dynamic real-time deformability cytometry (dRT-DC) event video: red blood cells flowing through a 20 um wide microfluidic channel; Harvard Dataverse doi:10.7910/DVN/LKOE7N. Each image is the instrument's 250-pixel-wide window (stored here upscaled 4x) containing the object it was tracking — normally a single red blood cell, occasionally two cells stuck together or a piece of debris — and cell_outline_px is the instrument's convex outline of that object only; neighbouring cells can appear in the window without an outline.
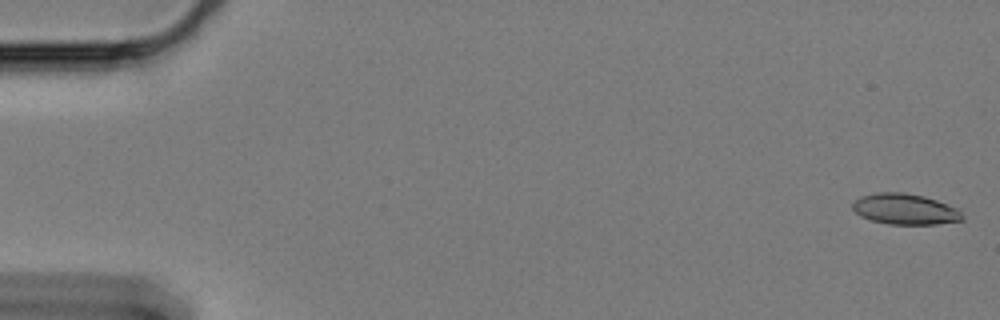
{"species": "Egyptian fruit bat (a non-hibernating species)", "species_latin": "Rousettus aegyptiacus", "temperature_condition": "cold", "stored_images_in_passage": 62, "camera_frame_rate_fps": 3000, "um_per_image_px": 0.085, "animal": {"sex": "female"}, "frame": {"image": 1, "passage_image": 2, "time_ms": 0.333, "image_size_px": [1000, 320], "cell_outline_px": [[964, 220], [936, 224], [888, 224], [872, 220], [860, 216], [852, 208], [852, 204], [860, 196], [876, 192], [904, 192], [924, 196], [960, 208], [964, 216]], "centroid_in_image_um": [76.96, 17.77], "position_along_channel_um": 8.0, "area_um2": 19.88}}
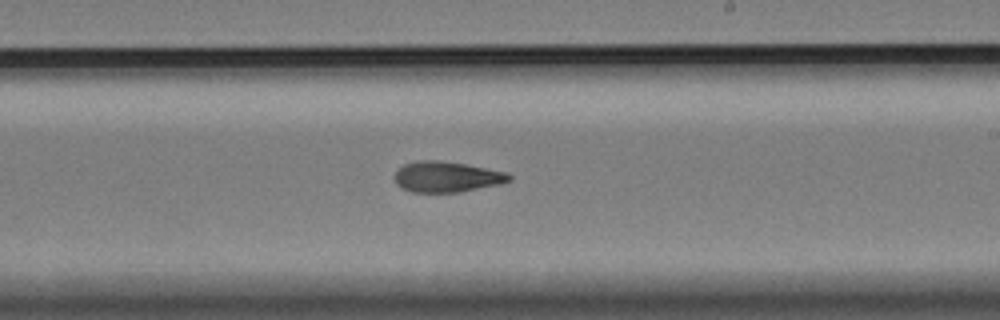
{"frame": {"image": 2, "passage_image": 37, "time_ms": 12.0, "image_size_px": [1000, 320], "cell_outline_px": [[512, 180], [496, 184], [460, 192], [412, 192], [400, 188], [396, 184], [396, 172], [404, 164], [420, 160], [440, 160], [464, 164], [508, 172], [512, 176]], "centroid_in_image_um": [37.96, 15.03], "position_along_channel_um": 251.0, "area_um2": 20.29}}
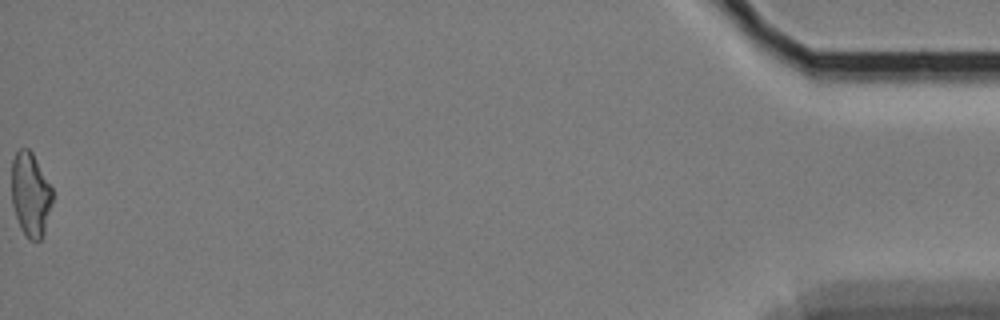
{"frame": {"image": 3, "passage_image": 62, "time_ms": 20.333, "image_size_px": [1000, 320], "cell_outline_px": [[52, 200], [44, 236], [40, 240], [28, 240], [20, 228], [12, 204], [12, 160], [16, 152], [20, 148], [28, 148], [32, 152], [52, 188]], "centroid_in_image_um": [2.59, 16.55], "position_along_channel_um": 432.6, "area_um2": 20.0}, "authors_computed_cell_mechanics": {"area_um2": 20.2878, "velocity_mm_per_s": 3.3143, "shape_relaxation_time_tau1_ms": null, "shape_relaxation_time_tau2_ms": 4.6207, "deformation_change_tau1": null, "deformation_change_tau2": 0.122}}